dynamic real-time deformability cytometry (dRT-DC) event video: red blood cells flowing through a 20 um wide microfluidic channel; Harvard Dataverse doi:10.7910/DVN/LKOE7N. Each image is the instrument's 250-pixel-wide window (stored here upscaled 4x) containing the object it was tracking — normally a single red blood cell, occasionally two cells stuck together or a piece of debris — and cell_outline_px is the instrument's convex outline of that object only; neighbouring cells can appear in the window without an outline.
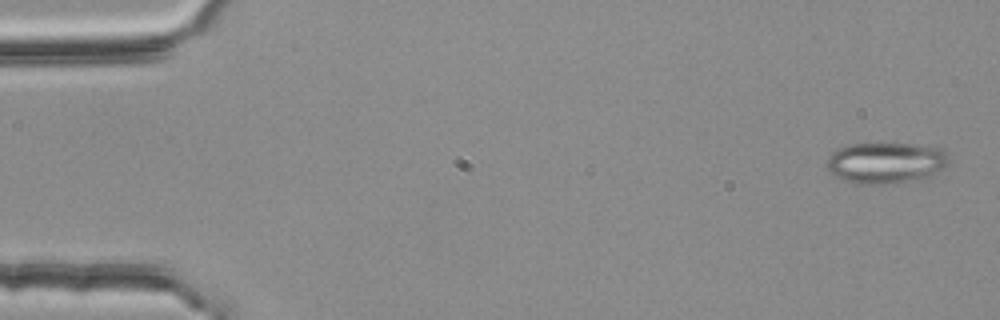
{"species": "common noctule bat (a hibernating species)", "species_latin": "Nyctalus noctula", "temperature_condition": "room temperature", "stored_images_in_passage": 54, "camera_frame_rate_fps": 3000, "um_per_image_px": 0.085, "animal": {"sex": "female", "body_mass_g": 25.1}, "frame": {"image": 1, "passage_image": 2, "time_ms": 0.333, "image_size_px": [1000, 320], "cell_outline_px": [[948, 164], [944, 168], [920, 180], [876, 184], [856, 184], [828, 172], [824, 164], [828, 156], [832, 152], [840, 148], [852, 144], [908, 144], [940, 148], [948, 156]], "centroid_in_image_um": [75.25, 13.84], "position_along_channel_um": 9.7, "area_um2": 29.07}}
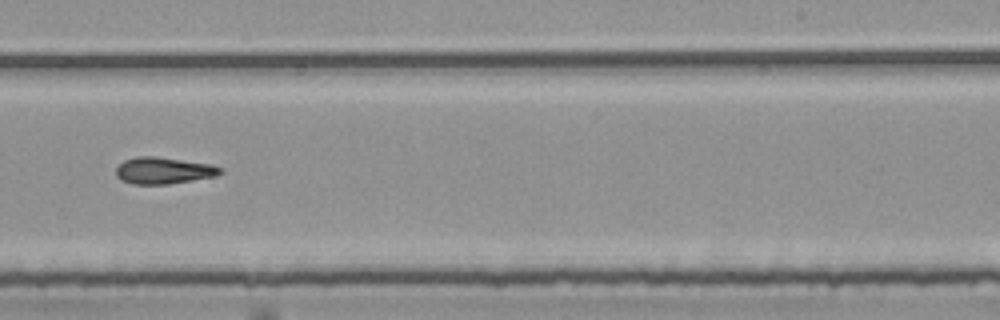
{"frame": {"image": 2, "passage_image": 34, "time_ms": 11.0, "image_size_px": [1000, 320], "cell_outline_px": [[224, 172], [216, 176], [168, 184], [132, 184], [120, 180], [116, 176], [116, 168], [124, 160], [136, 156], [152, 156], [212, 164], [224, 168]], "centroid_in_image_um": [13.91, 14.5], "position_along_channel_um": 275.1, "area_um2": 16.3}}
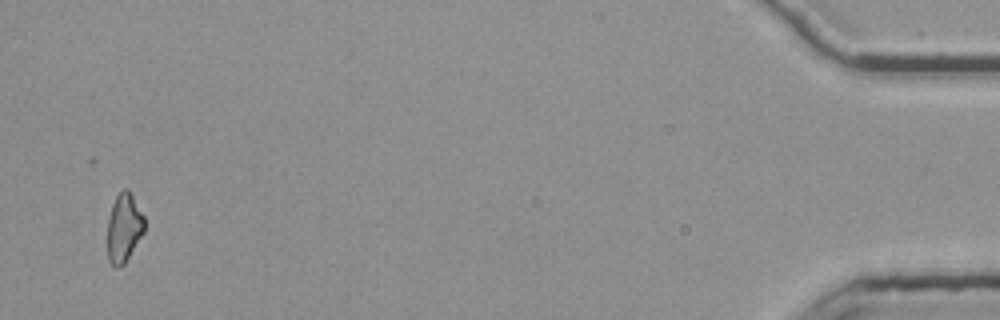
{"frame": {"image": 3, "passage_image": 53, "time_ms": 17.333, "image_size_px": [1000, 320], "cell_outline_px": [[144, 232], [124, 264], [116, 268], [108, 260], [108, 220], [112, 204], [116, 196], [124, 188], [128, 188], [144, 216]], "centroid_in_image_um": [10.54, 19.35], "position_along_channel_um": 424.7, "area_um2": 14.68}, "authors_computed_cell_mechanics": {"area_um2": 16.0106, "velocity_mm_per_s": 3.7886, "shape_relaxation_time_tau1_ms": null, "shape_relaxation_time_tau2_ms": 9.9327, "deformation_change_tau1": null, "deformation_change_tau2": 0.2552}}